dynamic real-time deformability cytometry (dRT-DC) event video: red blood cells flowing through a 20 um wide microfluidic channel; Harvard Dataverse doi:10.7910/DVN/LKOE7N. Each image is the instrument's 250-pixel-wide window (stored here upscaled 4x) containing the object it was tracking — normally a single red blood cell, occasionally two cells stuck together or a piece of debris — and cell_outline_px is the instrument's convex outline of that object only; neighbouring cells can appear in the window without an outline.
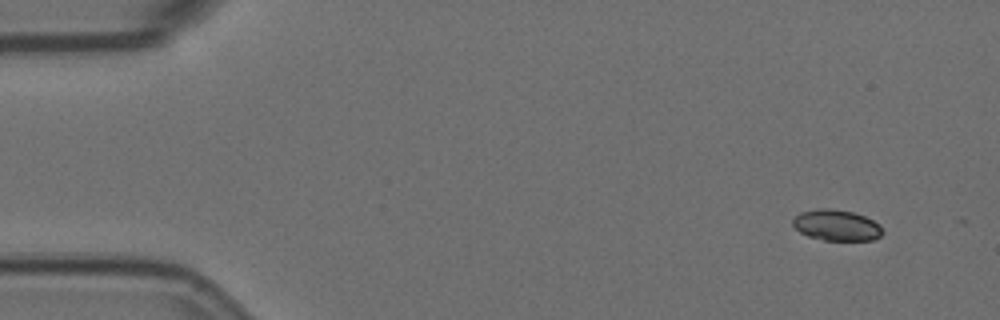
{"species": "Egyptian fruit bat (a non-hibernating species)", "species_latin": "Rousettus aegyptiacus", "temperature_condition": "room temperature", "stored_images_in_passage": 12, "camera_frame_rate_fps": 3000, "um_per_image_px": 0.085, "animal": {"sex": "female"}, "frame": {"image": 1, "passage_image": 1, "time_ms": 0.0, "image_size_px": [1000, 320], "cell_outline_px": [[884, 232], [880, 236], [872, 240], [824, 240], [808, 236], [800, 232], [792, 224], [792, 220], [800, 212], [824, 208], [828, 208], [852, 212], [864, 216], [880, 224]], "centroid_in_image_um": [71.12, 19.15], "position_along_channel_um": 13.9, "area_um2": 16.07}}